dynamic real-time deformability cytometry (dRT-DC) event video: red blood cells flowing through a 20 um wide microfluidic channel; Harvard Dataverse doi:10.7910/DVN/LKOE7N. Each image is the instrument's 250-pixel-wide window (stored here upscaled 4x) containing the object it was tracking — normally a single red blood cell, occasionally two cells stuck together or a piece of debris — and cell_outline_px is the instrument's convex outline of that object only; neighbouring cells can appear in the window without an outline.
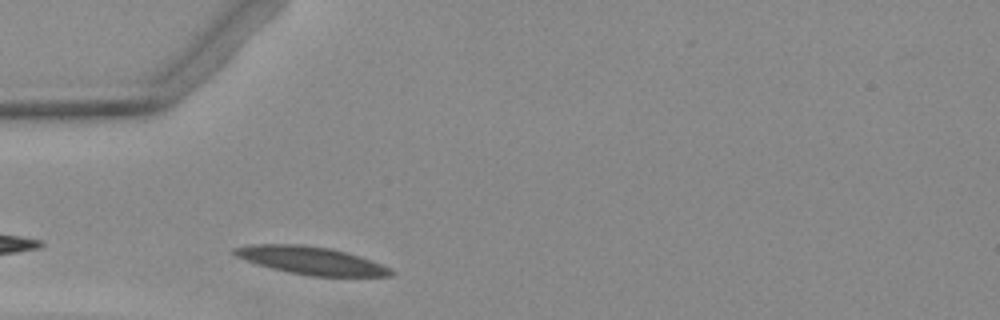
{"species": "Egyptian fruit bat (a non-hibernating species)", "species_latin": "Rousettus aegyptiacus", "temperature_condition": "warm", "stored_images_in_passage": 1, "camera_frame_rate_fps": 3000, "um_per_image_px": 0.085, "animal": {"sex": "female"}, "frame": {"image": 1, "passage_image": 1, "time_ms": 0.0, "image_size_px": [1000, 320], "cell_outline_px": [[396, 272], [392, 276], [312, 276], [288, 272], [272, 268], [236, 256], [232, 252], [232, 248], [252, 244], [304, 244], [332, 248], [348, 252], [360, 256], [392, 268]], "centroid_in_image_um": [26.5, 22.13], "position_along_channel_um": 58.5, "area_um2": 25.37}}